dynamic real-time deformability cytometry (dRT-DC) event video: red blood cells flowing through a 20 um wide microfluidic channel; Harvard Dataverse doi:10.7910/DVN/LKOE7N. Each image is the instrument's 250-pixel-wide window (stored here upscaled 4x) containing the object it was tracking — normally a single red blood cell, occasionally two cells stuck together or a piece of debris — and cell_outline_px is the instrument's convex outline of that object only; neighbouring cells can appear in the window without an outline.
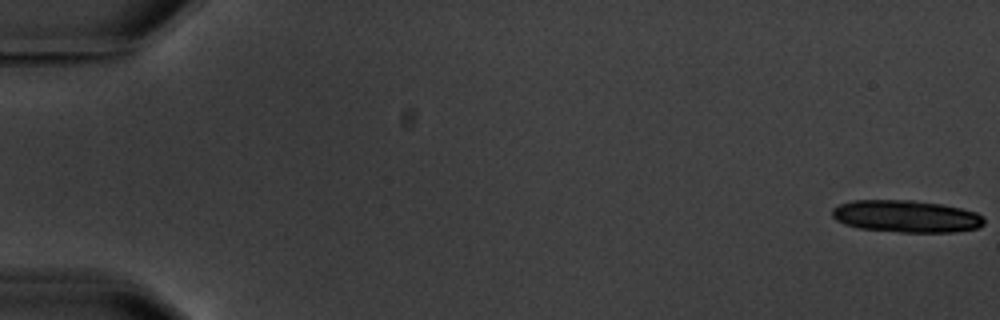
{"species": "common noctule bat (a hibernating species)", "species_latin": "Nyctalus noctula", "temperature_condition": "warm", "stored_images_in_passage": 5, "segment_of_instrument_passage": [2, 2], "camera_frame_rate_fps": 3000, "um_per_image_px": 0.085, "animal": {"sex": "male", "body_mass_g": 20.1, "forearm_length_mm": 53.5}, "frame": {"image": 1, "passage_image": 5, "time_ms": 4.667, "image_size_px": [1000, 320], "cell_outline_px": [[984, 224], [976, 228], [956, 232], [900, 232], [860, 228], [844, 224], [836, 220], [832, 216], [832, 208], [840, 204], [852, 200], [912, 200], [940, 204], [960, 208], [976, 212], [984, 216]], "centroid_in_image_um": [77.02, 18.38], "position_along_channel_um": 8.0, "area_um2": 28.5}}